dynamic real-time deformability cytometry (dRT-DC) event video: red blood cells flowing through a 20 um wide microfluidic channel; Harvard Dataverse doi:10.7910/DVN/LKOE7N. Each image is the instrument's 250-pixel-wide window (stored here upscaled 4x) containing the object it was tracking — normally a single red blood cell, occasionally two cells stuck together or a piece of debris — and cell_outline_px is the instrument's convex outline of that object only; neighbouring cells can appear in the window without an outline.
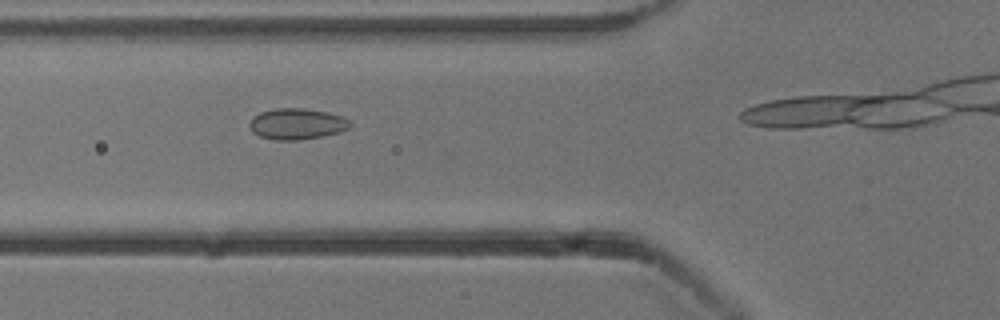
{"species": "common noctule bat (a hibernating species)", "species_latin": "Nyctalus noctula", "temperature_condition": "cold", "stored_images_in_passage": 11, "camera_frame_rate_fps": 3000, "um_per_image_px": 0.085, "animal": {"sex": "male", "body_mass_g": 13.3}, "frame": {"image": 1, "passage_image": 8, "time_ms": 2.333, "image_size_px": [1000, 320], "cell_outline_px": [[352, 124], [348, 128], [340, 132], [324, 136], [296, 140], [276, 140], [260, 136], [252, 132], [248, 124], [260, 112], [276, 108], [304, 108], [328, 112], [352, 120]], "centroid_in_image_um": [25.27, 10.53], "position_along_channel_um": 100.5, "area_um2": 18.21}}